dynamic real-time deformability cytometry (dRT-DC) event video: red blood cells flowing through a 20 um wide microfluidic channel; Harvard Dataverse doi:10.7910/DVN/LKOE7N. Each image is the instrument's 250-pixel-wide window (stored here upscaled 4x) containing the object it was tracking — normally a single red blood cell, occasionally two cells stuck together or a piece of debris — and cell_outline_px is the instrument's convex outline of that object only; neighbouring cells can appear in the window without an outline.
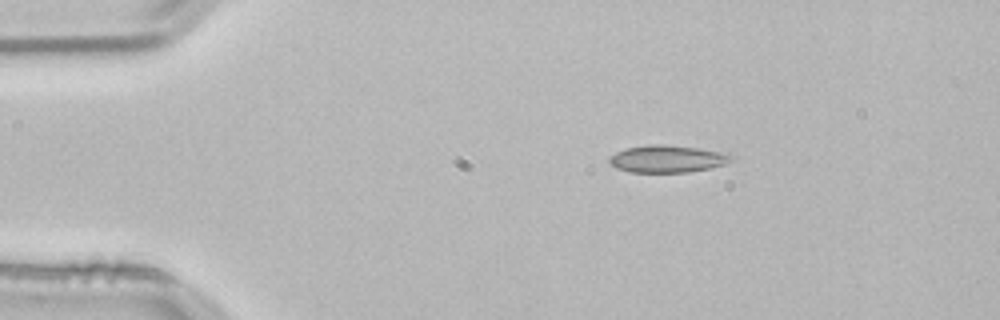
{"species": "common noctule bat (a hibernating species)", "species_latin": "Nyctalus noctula", "temperature_condition": "room temperature", "stored_images_in_passage": 46, "camera_frame_rate_fps": 3000, "um_per_image_px": 0.085, "animal": {"sex": "male", "body_mass_g": 21.5, "forearm_length_mm": 52.0}, "frame": {"image": 1, "passage_image": 1, "time_ms": 0.0, "image_size_px": [1000, 320], "cell_outline_px": [[736, 156], [732, 160], [724, 164], [708, 168], [688, 172], [628, 172], [616, 168], [608, 160], [616, 152], [628, 148], [648, 144], [660, 144], [696, 148], [720, 152]], "centroid_in_image_um": [56.71, 13.51], "position_along_channel_um": 28.3, "area_um2": 19.07}}
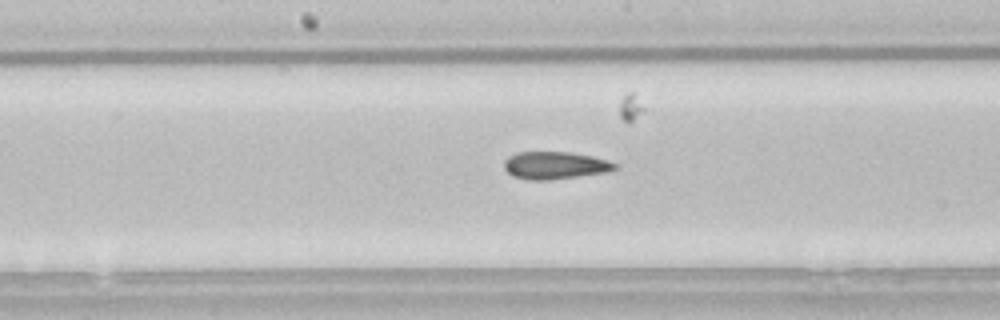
{"frame": {"image": 2, "passage_image": 19, "time_ms": 6.0, "image_size_px": [1000, 320], "cell_outline_px": [[616, 168], [604, 172], [548, 180], [528, 180], [512, 176], [504, 168], [504, 160], [508, 156], [520, 152], [568, 152], [592, 156], [608, 160], [616, 164]], "centroid_in_image_um": [47.12, 14.05], "position_along_channel_um": 201.1, "area_um2": 17.51}}
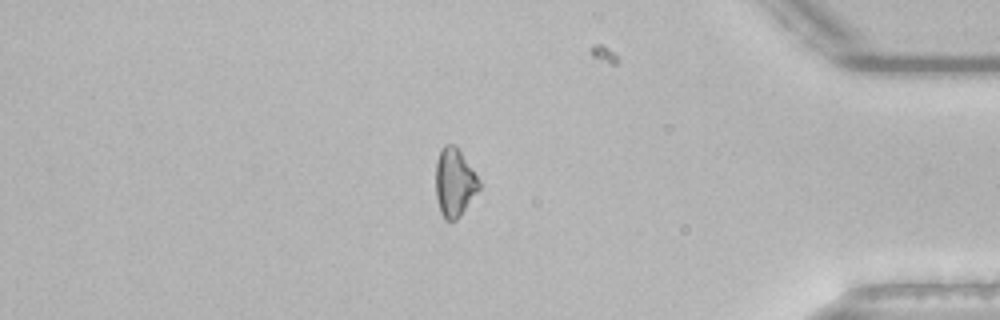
{"frame": {"image": 3, "passage_image": 37, "time_ms": 12.0, "image_size_px": [1000, 320], "cell_outline_px": [[480, 188], [460, 216], [456, 220], [444, 220], [440, 212], [436, 196], [436, 160], [440, 148], [444, 144], [456, 144], [480, 180]], "centroid_in_image_um": [38.62, 15.48], "position_along_channel_um": 396.6, "area_um2": 17.46}, "authors_computed_cell_mechanics": {"area_um2": 17.7735, "velocity_mm_per_s": 3.8221, "shape_relaxation_time_tau1_ms": null, "shape_relaxation_time_tau2_ms": 11.1972, "deformation_change_tau1": null, "deformation_change_tau2": 0.1712}}